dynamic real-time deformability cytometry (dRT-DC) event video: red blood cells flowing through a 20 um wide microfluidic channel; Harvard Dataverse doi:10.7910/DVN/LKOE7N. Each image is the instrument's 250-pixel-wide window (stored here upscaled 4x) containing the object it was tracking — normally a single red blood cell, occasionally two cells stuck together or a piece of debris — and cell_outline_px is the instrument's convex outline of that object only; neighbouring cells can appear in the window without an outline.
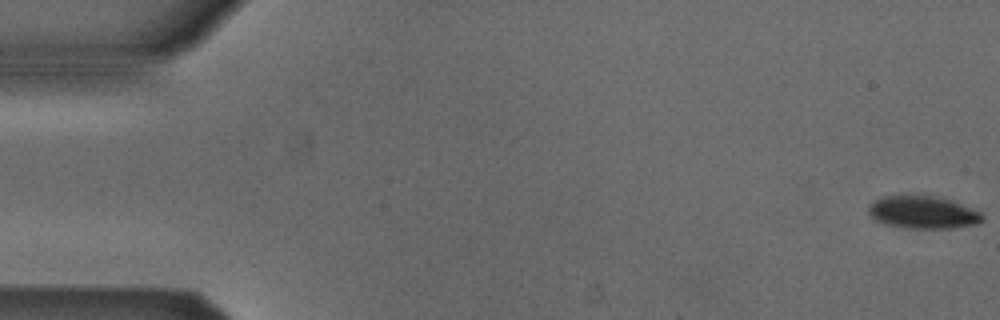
{"species": "Egyptian fruit bat (a non-hibernating species)", "species_latin": "Rousettus aegyptiacus", "temperature_condition": "cold", "stored_images_in_passage": 53, "camera_frame_rate_fps": 3000, "um_per_image_px": 0.085, "animal": {"sex": "male"}, "frame": {"image": 1, "passage_image": 1, "time_ms": 0.0, "image_size_px": [1000, 320], "cell_outline_px": [[984, 220], [976, 224], [948, 228], [908, 228], [884, 224], [876, 220], [868, 212], [868, 204], [872, 200], [880, 196], [932, 196], [952, 200], [980, 212], [984, 216]], "centroid_in_image_um": [78.41, 18.04], "position_along_channel_um": 6.6, "area_um2": 21.56}}
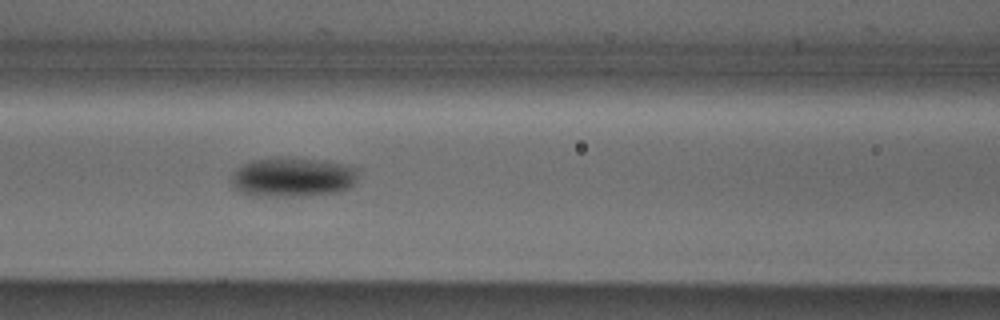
{"frame": {"image": 2, "passage_image": 23, "time_ms": 7.333, "image_size_px": [1000, 320], "cell_outline_px": [[356, 180], [348, 188], [336, 192], [308, 196], [256, 196], [240, 192], [232, 184], [232, 176], [236, 168], [252, 160], [324, 160], [352, 164], [356, 168]], "centroid_in_image_um": [24.91, 15.09], "position_along_channel_um": 141.7, "area_um2": 28.55}}
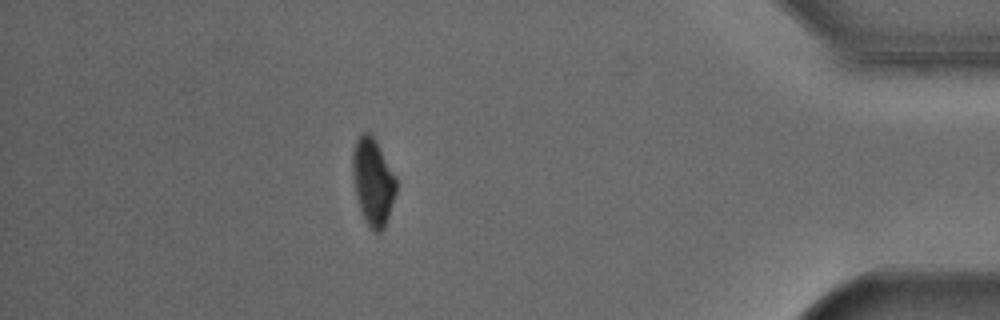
{"frame": {"image": 3, "passage_image": 47, "time_ms": 15.333, "image_size_px": [1000, 320], "cell_outline_px": [[396, 192], [384, 228], [380, 232], [376, 232], [368, 228], [364, 220], [356, 196], [352, 176], [352, 152], [356, 140], [364, 132], [368, 132], [372, 136], [396, 180]], "centroid_in_image_um": [31.66, 15.5], "position_along_channel_um": 403.5, "area_um2": 21.56}, "authors_computed_cell_mechanics": {"area_um2": 24.9696, "velocity_mm_per_s": 3.8714, "shape_relaxation_time_tau1_ms": 2.5162, "shape_relaxation_time_tau2_ms": null, "deformation_change_tau1": 0.0973, "deformation_change_tau2": null}}